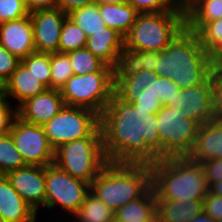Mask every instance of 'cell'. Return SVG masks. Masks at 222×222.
Segmentation results:
<instances>
[{
  "label": "cell",
  "instance_id": "1",
  "mask_svg": "<svg viewBox=\"0 0 222 222\" xmlns=\"http://www.w3.org/2000/svg\"><path fill=\"white\" fill-rule=\"evenodd\" d=\"M156 113L138 109L115 93L99 116L103 151L111 163L152 165L161 159Z\"/></svg>",
  "mask_w": 222,
  "mask_h": 222
},
{
  "label": "cell",
  "instance_id": "2",
  "mask_svg": "<svg viewBox=\"0 0 222 222\" xmlns=\"http://www.w3.org/2000/svg\"><path fill=\"white\" fill-rule=\"evenodd\" d=\"M173 80L180 89L204 84L215 71V60L202 47L196 32L186 26L158 53L154 70Z\"/></svg>",
  "mask_w": 222,
  "mask_h": 222
},
{
  "label": "cell",
  "instance_id": "3",
  "mask_svg": "<svg viewBox=\"0 0 222 222\" xmlns=\"http://www.w3.org/2000/svg\"><path fill=\"white\" fill-rule=\"evenodd\" d=\"M150 168L156 200L188 203L189 200H203L209 193L202 164L188 156L162 158Z\"/></svg>",
  "mask_w": 222,
  "mask_h": 222
},
{
  "label": "cell",
  "instance_id": "4",
  "mask_svg": "<svg viewBox=\"0 0 222 222\" xmlns=\"http://www.w3.org/2000/svg\"><path fill=\"white\" fill-rule=\"evenodd\" d=\"M150 187V165L108 162L91 182L90 191L117 211L141 197Z\"/></svg>",
  "mask_w": 222,
  "mask_h": 222
},
{
  "label": "cell",
  "instance_id": "5",
  "mask_svg": "<svg viewBox=\"0 0 222 222\" xmlns=\"http://www.w3.org/2000/svg\"><path fill=\"white\" fill-rule=\"evenodd\" d=\"M185 26V12L138 13L124 37V47L159 53Z\"/></svg>",
  "mask_w": 222,
  "mask_h": 222
},
{
  "label": "cell",
  "instance_id": "6",
  "mask_svg": "<svg viewBox=\"0 0 222 222\" xmlns=\"http://www.w3.org/2000/svg\"><path fill=\"white\" fill-rule=\"evenodd\" d=\"M108 162L100 126L89 137L70 141L55 150L54 164L89 184Z\"/></svg>",
  "mask_w": 222,
  "mask_h": 222
},
{
  "label": "cell",
  "instance_id": "7",
  "mask_svg": "<svg viewBox=\"0 0 222 222\" xmlns=\"http://www.w3.org/2000/svg\"><path fill=\"white\" fill-rule=\"evenodd\" d=\"M114 69L104 65L99 71L73 75L60 89L65 105L89 109L99 116L114 94Z\"/></svg>",
  "mask_w": 222,
  "mask_h": 222
},
{
  "label": "cell",
  "instance_id": "8",
  "mask_svg": "<svg viewBox=\"0 0 222 222\" xmlns=\"http://www.w3.org/2000/svg\"><path fill=\"white\" fill-rule=\"evenodd\" d=\"M156 115L161 159L188 156L195 145L200 124L184 117L181 108L163 105Z\"/></svg>",
  "mask_w": 222,
  "mask_h": 222
},
{
  "label": "cell",
  "instance_id": "9",
  "mask_svg": "<svg viewBox=\"0 0 222 222\" xmlns=\"http://www.w3.org/2000/svg\"><path fill=\"white\" fill-rule=\"evenodd\" d=\"M99 126V115L95 112L65 105L43 127L51 146L56 150L70 141L89 137Z\"/></svg>",
  "mask_w": 222,
  "mask_h": 222
},
{
  "label": "cell",
  "instance_id": "10",
  "mask_svg": "<svg viewBox=\"0 0 222 222\" xmlns=\"http://www.w3.org/2000/svg\"><path fill=\"white\" fill-rule=\"evenodd\" d=\"M46 196L45 208L60 206L72 216L90 192V184L72 177L56 164L45 166Z\"/></svg>",
  "mask_w": 222,
  "mask_h": 222
},
{
  "label": "cell",
  "instance_id": "11",
  "mask_svg": "<svg viewBox=\"0 0 222 222\" xmlns=\"http://www.w3.org/2000/svg\"><path fill=\"white\" fill-rule=\"evenodd\" d=\"M9 133L26 165L48 166L54 163L55 150L43 126L27 123L17 116Z\"/></svg>",
  "mask_w": 222,
  "mask_h": 222
},
{
  "label": "cell",
  "instance_id": "12",
  "mask_svg": "<svg viewBox=\"0 0 222 222\" xmlns=\"http://www.w3.org/2000/svg\"><path fill=\"white\" fill-rule=\"evenodd\" d=\"M158 76L155 71L143 69L132 76H114V93L138 109L157 113L163 106L157 95Z\"/></svg>",
  "mask_w": 222,
  "mask_h": 222
},
{
  "label": "cell",
  "instance_id": "13",
  "mask_svg": "<svg viewBox=\"0 0 222 222\" xmlns=\"http://www.w3.org/2000/svg\"><path fill=\"white\" fill-rule=\"evenodd\" d=\"M67 16L58 8L37 10L30 13L34 47L37 52H58L61 29Z\"/></svg>",
  "mask_w": 222,
  "mask_h": 222
},
{
  "label": "cell",
  "instance_id": "14",
  "mask_svg": "<svg viewBox=\"0 0 222 222\" xmlns=\"http://www.w3.org/2000/svg\"><path fill=\"white\" fill-rule=\"evenodd\" d=\"M6 177L16 192L33 210L38 212L42 206L45 208V166L27 165L7 173Z\"/></svg>",
  "mask_w": 222,
  "mask_h": 222
},
{
  "label": "cell",
  "instance_id": "15",
  "mask_svg": "<svg viewBox=\"0 0 222 222\" xmlns=\"http://www.w3.org/2000/svg\"><path fill=\"white\" fill-rule=\"evenodd\" d=\"M173 107L181 108L184 117L200 125L213 121L212 76L202 85L179 90Z\"/></svg>",
  "mask_w": 222,
  "mask_h": 222
},
{
  "label": "cell",
  "instance_id": "16",
  "mask_svg": "<svg viewBox=\"0 0 222 222\" xmlns=\"http://www.w3.org/2000/svg\"><path fill=\"white\" fill-rule=\"evenodd\" d=\"M65 106L58 89H47L27 99L17 108V115L23 121L44 126Z\"/></svg>",
  "mask_w": 222,
  "mask_h": 222
},
{
  "label": "cell",
  "instance_id": "17",
  "mask_svg": "<svg viewBox=\"0 0 222 222\" xmlns=\"http://www.w3.org/2000/svg\"><path fill=\"white\" fill-rule=\"evenodd\" d=\"M0 44L20 60L36 51L30 14L0 23Z\"/></svg>",
  "mask_w": 222,
  "mask_h": 222
},
{
  "label": "cell",
  "instance_id": "18",
  "mask_svg": "<svg viewBox=\"0 0 222 222\" xmlns=\"http://www.w3.org/2000/svg\"><path fill=\"white\" fill-rule=\"evenodd\" d=\"M0 217L5 222H35L37 212L16 192L6 175H0Z\"/></svg>",
  "mask_w": 222,
  "mask_h": 222
},
{
  "label": "cell",
  "instance_id": "19",
  "mask_svg": "<svg viewBox=\"0 0 222 222\" xmlns=\"http://www.w3.org/2000/svg\"><path fill=\"white\" fill-rule=\"evenodd\" d=\"M86 48L105 65L115 68L119 53L124 48V37L115 29L104 27L87 37Z\"/></svg>",
  "mask_w": 222,
  "mask_h": 222
},
{
  "label": "cell",
  "instance_id": "20",
  "mask_svg": "<svg viewBox=\"0 0 222 222\" xmlns=\"http://www.w3.org/2000/svg\"><path fill=\"white\" fill-rule=\"evenodd\" d=\"M188 157L199 163L222 158V122L213 120L200 125L195 145Z\"/></svg>",
  "mask_w": 222,
  "mask_h": 222
},
{
  "label": "cell",
  "instance_id": "21",
  "mask_svg": "<svg viewBox=\"0 0 222 222\" xmlns=\"http://www.w3.org/2000/svg\"><path fill=\"white\" fill-rule=\"evenodd\" d=\"M48 88L21 62L6 81V98L18 100L17 108L27 99L45 92Z\"/></svg>",
  "mask_w": 222,
  "mask_h": 222
},
{
  "label": "cell",
  "instance_id": "22",
  "mask_svg": "<svg viewBox=\"0 0 222 222\" xmlns=\"http://www.w3.org/2000/svg\"><path fill=\"white\" fill-rule=\"evenodd\" d=\"M99 12L105 25L115 29L123 37L135 23L138 12L125 2H99Z\"/></svg>",
  "mask_w": 222,
  "mask_h": 222
},
{
  "label": "cell",
  "instance_id": "23",
  "mask_svg": "<svg viewBox=\"0 0 222 222\" xmlns=\"http://www.w3.org/2000/svg\"><path fill=\"white\" fill-rule=\"evenodd\" d=\"M158 61V52L138 51L123 48L119 53L114 76H132L143 70L154 71Z\"/></svg>",
  "mask_w": 222,
  "mask_h": 222
},
{
  "label": "cell",
  "instance_id": "24",
  "mask_svg": "<svg viewBox=\"0 0 222 222\" xmlns=\"http://www.w3.org/2000/svg\"><path fill=\"white\" fill-rule=\"evenodd\" d=\"M184 8L186 27L194 32L222 18V0H191Z\"/></svg>",
  "mask_w": 222,
  "mask_h": 222
},
{
  "label": "cell",
  "instance_id": "25",
  "mask_svg": "<svg viewBox=\"0 0 222 222\" xmlns=\"http://www.w3.org/2000/svg\"><path fill=\"white\" fill-rule=\"evenodd\" d=\"M156 213V194L151 186L141 197L115 211L116 222H141Z\"/></svg>",
  "mask_w": 222,
  "mask_h": 222
},
{
  "label": "cell",
  "instance_id": "26",
  "mask_svg": "<svg viewBox=\"0 0 222 222\" xmlns=\"http://www.w3.org/2000/svg\"><path fill=\"white\" fill-rule=\"evenodd\" d=\"M202 211L203 200H189L188 203L156 200L158 222H189Z\"/></svg>",
  "mask_w": 222,
  "mask_h": 222
},
{
  "label": "cell",
  "instance_id": "27",
  "mask_svg": "<svg viewBox=\"0 0 222 222\" xmlns=\"http://www.w3.org/2000/svg\"><path fill=\"white\" fill-rule=\"evenodd\" d=\"M76 222H113L115 211L108 207L91 191L73 215Z\"/></svg>",
  "mask_w": 222,
  "mask_h": 222
},
{
  "label": "cell",
  "instance_id": "28",
  "mask_svg": "<svg viewBox=\"0 0 222 222\" xmlns=\"http://www.w3.org/2000/svg\"><path fill=\"white\" fill-rule=\"evenodd\" d=\"M68 17L75 22L86 34L90 36L94 32L104 30L105 22L99 12V2H93L83 8L73 10Z\"/></svg>",
  "mask_w": 222,
  "mask_h": 222
},
{
  "label": "cell",
  "instance_id": "29",
  "mask_svg": "<svg viewBox=\"0 0 222 222\" xmlns=\"http://www.w3.org/2000/svg\"><path fill=\"white\" fill-rule=\"evenodd\" d=\"M196 34L202 47L215 60L222 53V18L205 23Z\"/></svg>",
  "mask_w": 222,
  "mask_h": 222
},
{
  "label": "cell",
  "instance_id": "30",
  "mask_svg": "<svg viewBox=\"0 0 222 222\" xmlns=\"http://www.w3.org/2000/svg\"><path fill=\"white\" fill-rule=\"evenodd\" d=\"M26 166L10 133L0 135V175Z\"/></svg>",
  "mask_w": 222,
  "mask_h": 222
},
{
  "label": "cell",
  "instance_id": "31",
  "mask_svg": "<svg viewBox=\"0 0 222 222\" xmlns=\"http://www.w3.org/2000/svg\"><path fill=\"white\" fill-rule=\"evenodd\" d=\"M86 41L85 32L67 16L61 29L58 52L69 53L85 48Z\"/></svg>",
  "mask_w": 222,
  "mask_h": 222
},
{
  "label": "cell",
  "instance_id": "32",
  "mask_svg": "<svg viewBox=\"0 0 222 222\" xmlns=\"http://www.w3.org/2000/svg\"><path fill=\"white\" fill-rule=\"evenodd\" d=\"M51 53L34 51L21 63L29 69L48 89H51V71H50Z\"/></svg>",
  "mask_w": 222,
  "mask_h": 222
},
{
  "label": "cell",
  "instance_id": "33",
  "mask_svg": "<svg viewBox=\"0 0 222 222\" xmlns=\"http://www.w3.org/2000/svg\"><path fill=\"white\" fill-rule=\"evenodd\" d=\"M50 71L51 89L60 90L74 75L69 55L60 52L51 53Z\"/></svg>",
  "mask_w": 222,
  "mask_h": 222
},
{
  "label": "cell",
  "instance_id": "34",
  "mask_svg": "<svg viewBox=\"0 0 222 222\" xmlns=\"http://www.w3.org/2000/svg\"><path fill=\"white\" fill-rule=\"evenodd\" d=\"M74 75H85L99 71L105 64L86 47L67 53Z\"/></svg>",
  "mask_w": 222,
  "mask_h": 222
},
{
  "label": "cell",
  "instance_id": "35",
  "mask_svg": "<svg viewBox=\"0 0 222 222\" xmlns=\"http://www.w3.org/2000/svg\"><path fill=\"white\" fill-rule=\"evenodd\" d=\"M138 13L185 12L175 0H126Z\"/></svg>",
  "mask_w": 222,
  "mask_h": 222
},
{
  "label": "cell",
  "instance_id": "36",
  "mask_svg": "<svg viewBox=\"0 0 222 222\" xmlns=\"http://www.w3.org/2000/svg\"><path fill=\"white\" fill-rule=\"evenodd\" d=\"M23 0H0V23L28 16Z\"/></svg>",
  "mask_w": 222,
  "mask_h": 222
},
{
  "label": "cell",
  "instance_id": "37",
  "mask_svg": "<svg viewBox=\"0 0 222 222\" xmlns=\"http://www.w3.org/2000/svg\"><path fill=\"white\" fill-rule=\"evenodd\" d=\"M181 90L178 85L166 77L158 76V97L163 105L168 107L176 106L178 91Z\"/></svg>",
  "mask_w": 222,
  "mask_h": 222
},
{
  "label": "cell",
  "instance_id": "38",
  "mask_svg": "<svg viewBox=\"0 0 222 222\" xmlns=\"http://www.w3.org/2000/svg\"><path fill=\"white\" fill-rule=\"evenodd\" d=\"M7 98L0 99V135L9 133L17 115V107L13 108Z\"/></svg>",
  "mask_w": 222,
  "mask_h": 222
},
{
  "label": "cell",
  "instance_id": "39",
  "mask_svg": "<svg viewBox=\"0 0 222 222\" xmlns=\"http://www.w3.org/2000/svg\"><path fill=\"white\" fill-rule=\"evenodd\" d=\"M214 120L222 122V73L216 70L212 74Z\"/></svg>",
  "mask_w": 222,
  "mask_h": 222
},
{
  "label": "cell",
  "instance_id": "40",
  "mask_svg": "<svg viewBox=\"0 0 222 222\" xmlns=\"http://www.w3.org/2000/svg\"><path fill=\"white\" fill-rule=\"evenodd\" d=\"M21 60L0 44V76L6 81L11 77Z\"/></svg>",
  "mask_w": 222,
  "mask_h": 222
},
{
  "label": "cell",
  "instance_id": "41",
  "mask_svg": "<svg viewBox=\"0 0 222 222\" xmlns=\"http://www.w3.org/2000/svg\"><path fill=\"white\" fill-rule=\"evenodd\" d=\"M206 174L207 184L210 187L212 184L222 181V158L211 159L201 163Z\"/></svg>",
  "mask_w": 222,
  "mask_h": 222
},
{
  "label": "cell",
  "instance_id": "42",
  "mask_svg": "<svg viewBox=\"0 0 222 222\" xmlns=\"http://www.w3.org/2000/svg\"><path fill=\"white\" fill-rule=\"evenodd\" d=\"M203 211L216 221L222 218V196L209 192L203 199Z\"/></svg>",
  "mask_w": 222,
  "mask_h": 222
},
{
  "label": "cell",
  "instance_id": "43",
  "mask_svg": "<svg viewBox=\"0 0 222 222\" xmlns=\"http://www.w3.org/2000/svg\"><path fill=\"white\" fill-rule=\"evenodd\" d=\"M95 1L96 0H56V8L68 15L73 10L83 8Z\"/></svg>",
  "mask_w": 222,
  "mask_h": 222
},
{
  "label": "cell",
  "instance_id": "44",
  "mask_svg": "<svg viewBox=\"0 0 222 222\" xmlns=\"http://www.w3.org/2000/svg\"><path fill=\"white\" fill-rule=\"evenodd\" d=\"M23 2L29 13L56 8V0H23Z\"/></svg>",
  "mask_w": 222,
  "mask_h": 222
},
{
  "label": "cell",
  "instance_id": "45",
  "mask_svg": "<svg viewBox=\"0 0 222 222\" xmlns=\"http://www.w3.org/2000/svg\"><path fill=\"white\" fill-rule=\"evenodd\" d=\"M189 222H217L211 216L206 214L204 211L195 215Z\"/></svg>",
  "mask_w": 222,
  "mask_h": 222
},
{
  "label": "cell",
  "instance_id": "46",
  "mask_svg": "<svg viewBox=\"0 0 222 222\" xmlns=\"http://www.w3.org/2000/svg\"><path fill=\"white\" fill-rule=\"evenodd\" d=\"M209 192L214 195L222 196V181L212 184L209 187Z\"/></svg>",
  "mask_w": 222,
  "mask_h": 222
},
{
  "label": "cell",
  "instance_id": "47",
  "mask_svg": "<svg viewBox=\"0 0 222 222\" xmlns=\"http://www.w3.org/2000/svg\"><path fill=\"white\" fill-rule=\"evenodd\" d=\"M6 98V80L0 76V99Z\"/></svg>",
  "mask_w": 222,
  "mask_h": 222
},
{
  "label": "cell",
  "instance_id": "48",
  "mask_svg": "<svg viewBox=\"0 0 222 222\" xmlns=\"http://www.w3.org/2000/svg\"><path fill=\"white\" fill-rule=\"evenodd\" d=\"M215 70L222 73V53L215 59Z\"/></svg>",
  "mask_w": 222,
  "mask_h": 222
},
{
  "label": "cell",
  "instance_id": "49",
  "mask_svg": "<svg viewBox=\"0 0 222 222\" xmlns=\"http://www.w3.org/2000/svg\"><path fill=\"white\" fill-rule=\"evenodd\" d=\"M141 222H158L157 212L149 220Z\"/></svg>",
  "mask_w": 222,
  "mask_h": 222
},
{
  "label": "cell",
  "instance_id": "50",
  "mask_svg": "<svg viewBox=\"0 0 222 222\" xmlns=\"http://www.w3.org/2000/svg\"><path fill=\"white\" fill-rule=\"evenodd\" d=\"M179 5L186 6L191 0H175Z\"/></svg>",
  "mask_w": 222,
  "mask_h": 222
},
{
  "label": "cell",
  "instance_id": "51",
  "mask_svg": "<svg viewBox=\"0 0 222 222\" xmlns=\"http://www.w3.org/2000/svg\"><path fill=\"white\" fill-rule=\"evenodd\" d=\"M126 0H96V2H125Z\"/></svg>",
  "mask_w": 222,
  "mask_h": 222
}]
</instances>
